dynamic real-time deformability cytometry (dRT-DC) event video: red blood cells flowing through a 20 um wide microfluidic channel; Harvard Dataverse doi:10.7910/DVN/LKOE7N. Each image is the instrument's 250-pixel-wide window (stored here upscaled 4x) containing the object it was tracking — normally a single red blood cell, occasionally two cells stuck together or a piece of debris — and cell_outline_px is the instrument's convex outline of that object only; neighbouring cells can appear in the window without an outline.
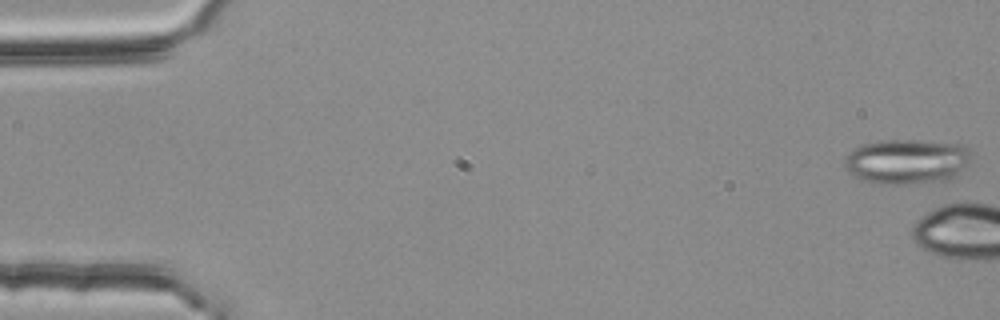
{"species": "common noctule bat (a hibernating species)", "species_latin": "Nyctalus noctula", "temperature_condition": "room temperature", "stored_images_in_passage": 3, "camera_frame_rate_fps": 3000, "um_per_image_px": 0.085, "animal": {"sex": "female", "body_mass_g": 25.1}, "frame": {"image": 1, "passage_image": 1, "time_ms": 0.0, "image_size_px": [1000, 320], "cell_outline_px": [[972, 144], [968, 164], [952, 180], [904, 184], [876, 184], [864, 180], [848, 172], [844, 164], [844, 156], [848, 152], [864, 144], [884, 140], [916, 140]], "centroid_in_image_um": [77.14, 13.71], "position_along_channel_um": 7.9, "area_um2": 33.76}}